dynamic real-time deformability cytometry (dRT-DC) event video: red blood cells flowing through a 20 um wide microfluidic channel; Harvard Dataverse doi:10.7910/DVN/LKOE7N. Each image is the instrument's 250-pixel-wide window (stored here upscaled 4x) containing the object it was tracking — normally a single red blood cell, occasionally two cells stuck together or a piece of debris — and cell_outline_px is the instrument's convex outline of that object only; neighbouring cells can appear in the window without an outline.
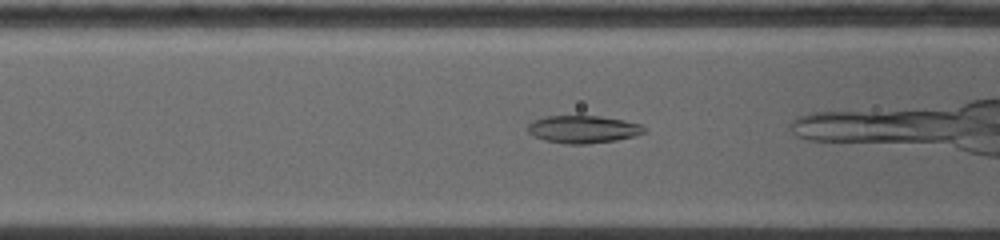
{"species": "common noctule bat (a hibernating species)", "species_latin": "Nyctalus noctula", "temperature_condition": "warm", "stored_images_in_passage": 37, "camera_frame_rate_fps": 5000, "um_per_image_px": 0.085, "animal": {"sex": "female", "body_mass_g": 19.0, "forearm_length_mm": 53.3}, "frame": {"image": 1, "passage_image": 8, "time_ms": 1.6, "image_size_px": [1000, 240], "cell_outline_px": [[648, 128], [644, 132], [632, 136], [616, 140], [588, 144], [568, 144], [544, 140], [532, 136], [528, 132], [528, 124], [532, 120], [544, 116], [600, 116], [624, 120], [640, 124]], "centroid_in_image_um": [49.53, 10.98], "position_along_channel_um": 117.1, "area_um2": 18.79}}
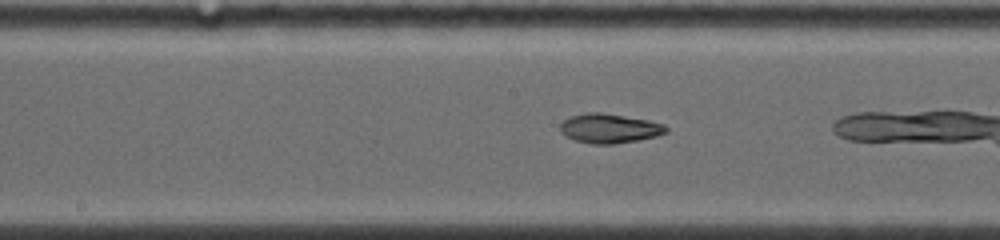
{"frame": {"image": 2, "passage_image": 17, "time_ms": 3.6, "image_size_px": [1000, 240], "cell_outline_px": [[668, 132], [656, 136], [636, 140], [612, 144], [592, 144], [572, 140], [564, 136], [560, 132], [560, 124], [568, 116], [588, 112], [600, 112], [648, 120], [664, 124], [668, 128]], "centroid_in_image_um": [51.75, 10.91], "position_along_channel_um": 196.5, "area_um2": 18.26}}
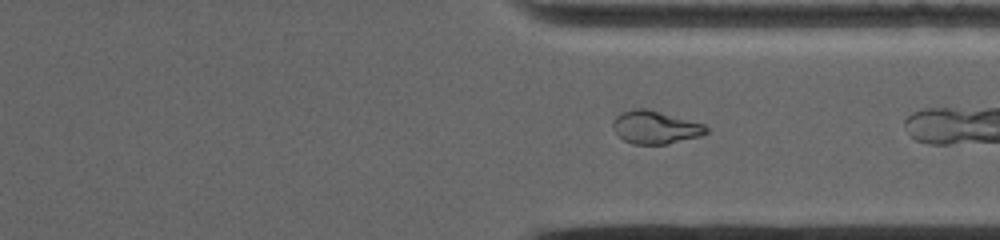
{"frame": {"image": 3, "passage_image": 29, "time_ms": 7.6, "image_size_px": [1000, 240], "cell_outline_px": [[708, 132], [700, 136], [668, 144], [632, 144], [624, 140], [616, 132], [612, 124], [612, 120], [620, 112], [632, 108], [648, 108], [704, 124], [708, 128]], "centroid_in_image_um": [55.69, 10.81], "position_along_channel_um": 355.7, "area_um2": 18.03}}